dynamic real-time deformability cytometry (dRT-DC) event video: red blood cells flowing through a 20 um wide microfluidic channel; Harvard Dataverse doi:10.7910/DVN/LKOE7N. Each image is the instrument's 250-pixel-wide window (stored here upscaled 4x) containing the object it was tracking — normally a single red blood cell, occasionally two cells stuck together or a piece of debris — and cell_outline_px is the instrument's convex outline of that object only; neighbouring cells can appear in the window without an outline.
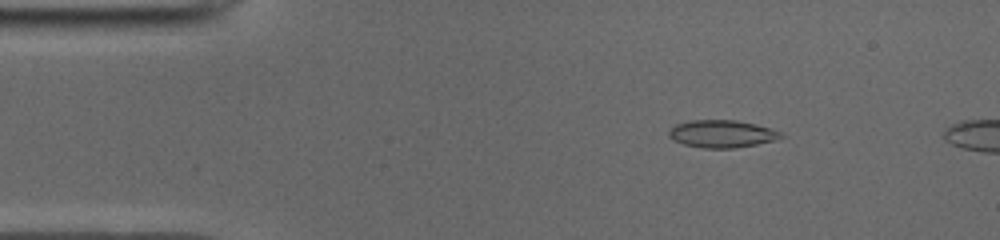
{"species": "common noctule bat (a hibernating species)", "species_latin": "Nyctalus noctula", "temperature_condition": "cold", "stored_images_in_passage": 10, "camera_frame_rate_fps": 3000, "um_per_image_px": 0.085, "animal": {"sex": "male", "body_mass_g": 19.0, "forearm_length_mm": 50.8}, "frame": {"image": 1, "passage_image": 6, "time_ms": 1.667, "image_size_px": [1000, 240], "cell_outline_px": [[788, 136], [776, 140], [756, 144], [732, 148], [704, 148], [684, 144], [668, 136], [668, 132], [676, 124], [692, 120], [736, 120], [756, 124], [784, 132]], "centroid_in_image_um": [61.44, 11.37], "position_along_channel_um": 23.6, "area_um2": 17.98}}